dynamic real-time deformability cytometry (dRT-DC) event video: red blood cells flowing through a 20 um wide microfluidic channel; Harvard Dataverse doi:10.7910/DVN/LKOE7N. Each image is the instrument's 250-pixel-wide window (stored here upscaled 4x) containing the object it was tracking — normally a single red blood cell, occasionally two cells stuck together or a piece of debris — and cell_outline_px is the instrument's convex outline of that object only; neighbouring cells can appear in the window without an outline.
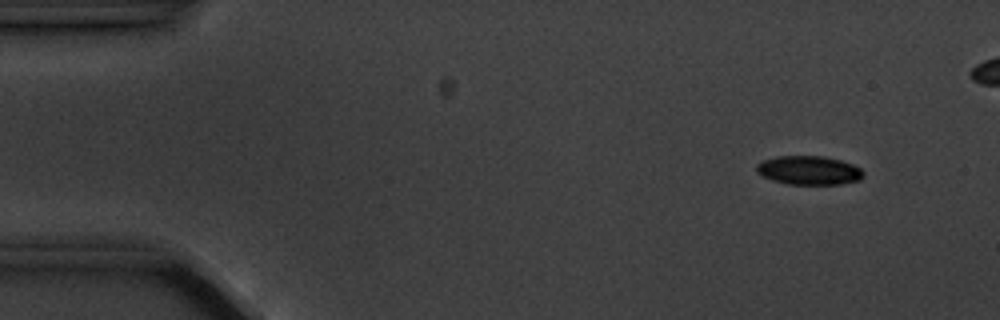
{"species": "common noctule bat (a hibernating species)", "species_latin": "Nyctalus noctula", "temperature_condition": "cold", "stored_images_in_passage": 5, "camera_frame_rate_fps": 3000, "um_per_image_px": 0.085, "animal": {"sex": "male", "body_mass_g": 20.1, "forearm_length_mm": 53.5}, "frame": {"image": 1, "passage_image": 2, "time_ms": 1.0, "image_size_px": [1000, 320], "cell_outline_px": [[864, 176], [860, 180], [840, 184], [788, 184], [772, 180], [756, 172], [756, 164], [764, 160], [776, 156], [824, 156], [840, 160], [852, 164], [860, 168], [864, 172]], "centroid_in_image_um": [68.76, 14.47], "position_along_channel_um": 16.2, "area_um2": 17.98}}